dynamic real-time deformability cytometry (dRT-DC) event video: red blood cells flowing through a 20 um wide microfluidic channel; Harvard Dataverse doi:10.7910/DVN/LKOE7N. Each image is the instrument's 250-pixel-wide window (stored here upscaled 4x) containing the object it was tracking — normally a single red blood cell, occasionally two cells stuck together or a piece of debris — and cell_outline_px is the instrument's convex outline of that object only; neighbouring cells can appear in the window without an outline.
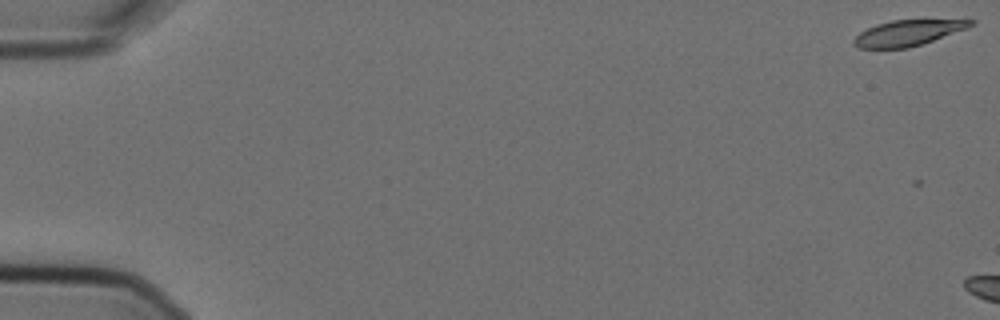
{"species": "Egyptian fruit bat (a non-hibernating species)", "species_latin": "Rousettus aegyptiacus", "temperature_condition": "cold", "stored_images_in_passage": 4, "segment_of_instrument_passage": [2, 2], "camera_frame_rate_fps": 3000, "um_per_image_px": 0.085, "animal": {"sex": "female"}, "frame": {"image": 1, "passage_image": 4, "time_ms": 1.0, "image_size_px": [1000, 320], "cell_outline_px": [[976, 20], [968, 28], [908, 48], [860, 48], [852, 44], [852, 40], [860, 32], [876, 24], [892, 20]], "centroid_in_image_um": [77.12, 2.8], "position_along_channel_um": 7.9, "area_um2": 17.17}}